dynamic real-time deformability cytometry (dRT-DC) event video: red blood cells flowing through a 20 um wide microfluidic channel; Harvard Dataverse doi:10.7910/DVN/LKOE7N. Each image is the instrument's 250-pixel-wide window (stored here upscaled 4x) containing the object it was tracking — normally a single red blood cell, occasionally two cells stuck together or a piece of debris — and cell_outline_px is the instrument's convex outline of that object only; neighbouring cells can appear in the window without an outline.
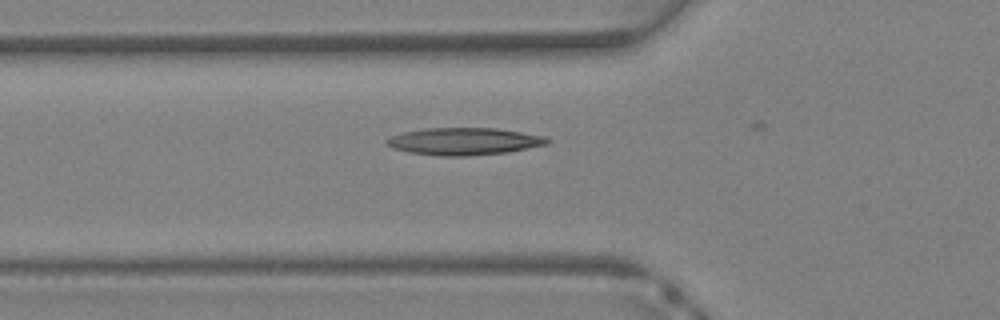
{"species": "Egyptian fruit bat (a non-hibernating species)", "species_latin": "Rousettus aegyptiacus", "temperature_condition": "warm", "stored_images_in_passage": 9, "camera_frame_rate_fps": 3000, "um_per_image_px": 0.085, "animal": {"sex": "female"}, "frame": {"image": 1, "passage_image": 6, "time_ms": 1.667, "image_size_px": [1000, 320], "cell_outline_px": [[552, 140], [548, 144], [508, 152], [464, 156], [436, 156], [408, 152], [392, 148], [384, 144], [384, 140], [392, 136], [404, 132], [424, 128], [496, 128], [544, 136]], "centroid_in_image_um": [39.41, 12.02], "position_along_channel_um": 86.4, "area_um2": 25.61}}
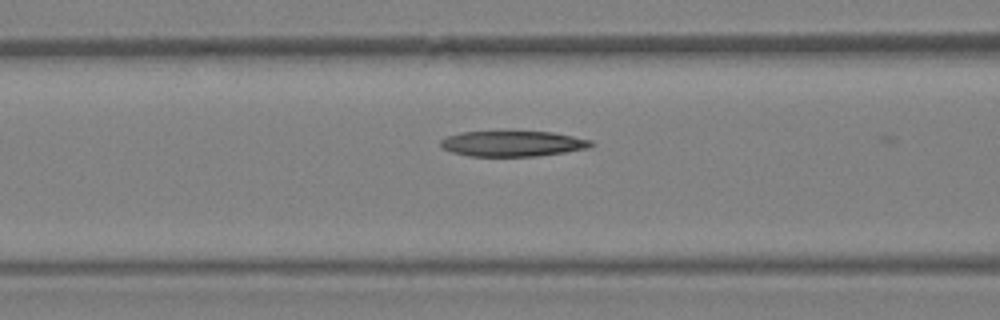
{"frame": {"image": 2, "passage_image": 8, "time_ms": 2.333, "image_size_px": [1000, 320], "cell_outline_px": [[596, 144], [588, 148], [564, 152], [536, 156], [468, 156], [452, 152], [444, 148], [440, 144], [440, 140], [448, 136], [464, 132], [552, 132], [592, 140]], "centroid_in_image_um": [43.61, 12.21], "position_along_channel_um": 123.0, "area_um2": 22.14}}